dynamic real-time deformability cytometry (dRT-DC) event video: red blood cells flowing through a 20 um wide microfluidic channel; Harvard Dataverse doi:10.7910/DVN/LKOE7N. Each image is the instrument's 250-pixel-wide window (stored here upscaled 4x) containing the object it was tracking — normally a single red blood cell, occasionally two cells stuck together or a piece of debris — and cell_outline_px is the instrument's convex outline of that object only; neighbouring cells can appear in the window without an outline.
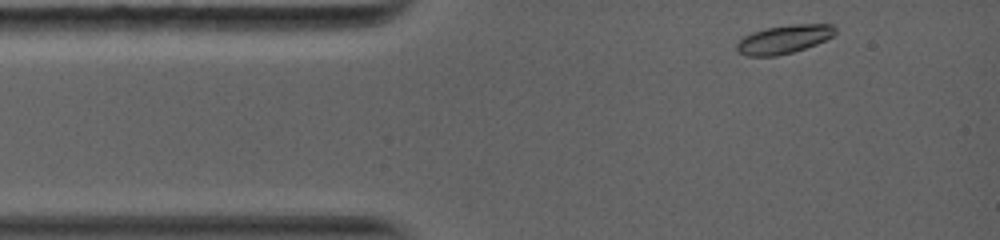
{"species": "common noctule bat (a hibernating species)", "species_latin": "Nyctalus noctula", "temperature_condition": "warm", "stored_images_in_passage": 35, "camera_frame_rate_fps": 5000, "um_per_image_px": 0.085, "animal": {"sex": "female", "body_mass_g": 19.0, "forearm_length_mm": 56.7}, "frame": {"image": 1, "passage_image": 1, "time_ms": 0.0, "image_size_px": [1000, 240], "cell_outline_px": [[836, 32], [832, 36], [816, 44], [792, 52], [776, 56], [748, 56], [736, 52], [736, 44], [744, 36], [752, 32], [764, 28], [792, 24], [832, 24], [836, 28]], "centroid_in_image_um": [66.6, 3.33], "position_along_channel_um": 18.4, "area_um2": 16.36}}
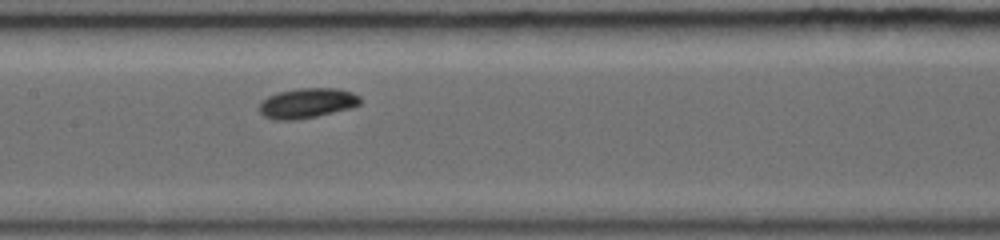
{"frame": {"image": 2, "passage_image": 16, "time_ms": 5.0, "image_size_px": [1000, 240], "cell_outline_px": [[360, 104], [352, 108], [316, 116], [296, 120], [276, 120], [264, 116], [260, 112], [260, 104], [268, 96], [276, 92], [300, 88], [336, 88], [352, 92], [360, 96]], "centroid_in_image_um": [26.12, 8.76], "position_along_channel_um": 181.3, "area_um2": 17.63}}
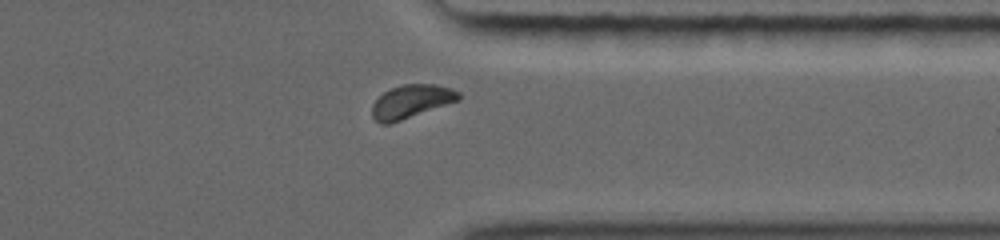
{"frame": {"image": 3, "passage_image": 30, "time_ms": 9.8, "image_size_px": [1000, 240], "cell_outline_px": [[460, 100], [388, 124], [380, 124], [372, 116], [372, 104], [384, 92], [392, 88], [404, 84], [436, 84], [452, 88], [460, 92]], "centroid_in_image_um": [34.97, 8.61], "position_along_channel_um": 376.4, "area_um2": 16.65}, "authors_computed_cell_mechanics": {"area_um2": 16.6464, "velocity_mm_per_s": 4.0787, "shape_relaxation_time_tau1_ms": 3.3717, "shape_relaxation_time_tau2_ms": null, "deformation_change_tau1": 0.1311, "deformation_change_tau2": null}}